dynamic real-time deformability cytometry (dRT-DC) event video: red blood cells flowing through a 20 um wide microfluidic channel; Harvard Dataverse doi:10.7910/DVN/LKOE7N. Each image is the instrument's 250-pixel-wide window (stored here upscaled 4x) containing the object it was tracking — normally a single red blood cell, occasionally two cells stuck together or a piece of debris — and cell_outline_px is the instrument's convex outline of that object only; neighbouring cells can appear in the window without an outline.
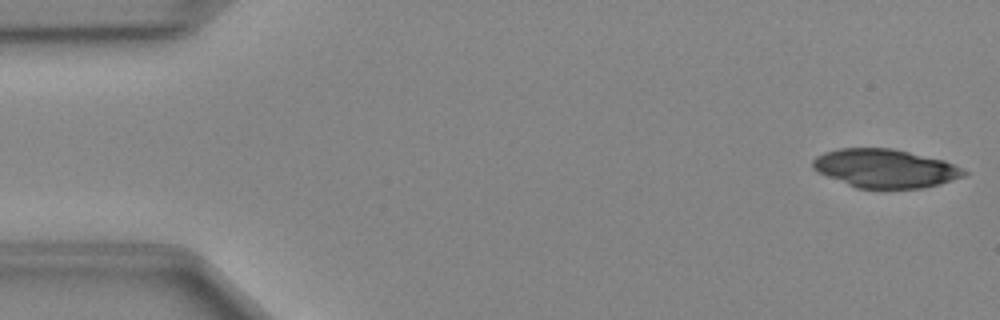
{"species": "Egyptian fruit bat (a non-hibernating species)", "species_latin": "Rousettus aegyptiacus", "temperature_condition": "cold", "stored_images_in_passage": 47, "camera_frame_rate_fps": 3000, "um_per_image_px": 0.085, "animal": {"sex": "female"}, "frame": {"image": 1, "passage_image": 1, "time_ms": 0.0, "image_size_px": [1000, 320], "cell_outline_px": [[968, 172], [964, 176], [940, 184], [924, 188], [856, 188], [816, 172], [812, 168], [812, 160], [816, 156], [824, 152], [840, 148], [892, 148], [944, 160]], "centroid_in_image_um": [75.19, 14.31], "position_along_channel_um": 9.8, "area_um2": 33.99}}